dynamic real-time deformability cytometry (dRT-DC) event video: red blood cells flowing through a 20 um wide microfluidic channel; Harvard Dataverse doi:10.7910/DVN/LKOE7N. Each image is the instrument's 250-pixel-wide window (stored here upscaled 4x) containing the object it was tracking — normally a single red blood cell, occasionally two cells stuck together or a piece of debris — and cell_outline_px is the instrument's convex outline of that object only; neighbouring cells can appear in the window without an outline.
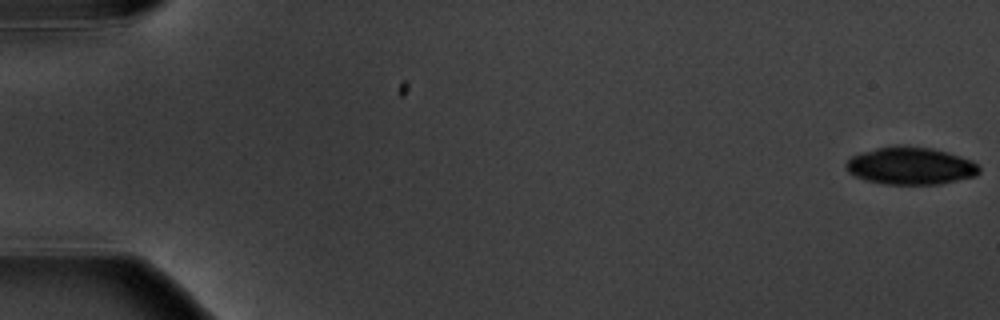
{"species": "common noctule bat (a hibernating species)", "species_latin": "Nyctalus noctula", "temperature_condition": "warm", "stored_images_in_passage": 5, "camera_frame_rate_fps": 3000, "um_per_image_px": 0.085, "animal": {"sex": "male", "body_mass_g": 20.1, "forearm_length_mm": 53.5}, "frame": {"image": 1, "passage_image": 1, "time_ms": 0.0, "image_size_px": [1000, 320], "cell_outline_px": [[980, 172], [976, 176], [940, 184], [884, 184], [864, 180], [848, 172], [844, 164], [852, 156], [860, 152], [892, 144], [904, 144], [932, 148], [948, 152], [972, 160], [980, 168]], "centroid_in_image_um": [77.38, 14.08], "position_along_channel_um": 7.6, "area_um2": 29.54}}